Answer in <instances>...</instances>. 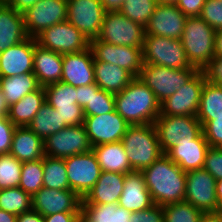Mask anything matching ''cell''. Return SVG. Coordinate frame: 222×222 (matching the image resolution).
Instances as JSON below:
<instances>
[{"label":"cell","instance_id":"obj_20","mask_svg":"<svg viewBox=\"0 0 222 222\" xmlns=\"http://www.w3.org/2000/svg\"><path fill=\"white\" fill-rule=\"evenodd\" d=\"M36 38L27 37L0 53V78L33 72Z\"/></svg>","mask_w":222,"mask_h":222},{"label":"cell","instance_id":"obj_35","mask_svg":"<svg viewBox=\"0 0 222 222\" xmlns=\"http://www.w3.org/2000/svg\"><path fill=\"white\" fill-rule=\"evenodd\" d=\"M43 187L49 189H70L64 159L43 157Z\"/></svg>","mask_w":222,"mask_h":222},{"label":"cell","instance_id":"obj_41","mask_svg":"<svg viewBox=\"0 0 222 222\" xmlns=\"http://www.w3.org/2000/svg\"><path fill=\"white\" fill-rule=\"evenodd\" d=\"M22 162L10 153L0 155V189L18 187Z\"/></svg>","mask_w":222,"mask_h":222},{"label":"cell","instance_id":"obj_19","mask_svg":"<svg viewBox=\"0 0 222 222\" xmlns=\"http://www.w3.org/2000/svg\"><path fill=\"white\" fill-rule=\"evenodd\" d=\"M186 18L176 4L158 3L145 27V35L180 39Z\"/></svg>","mask_w":222,"mask_h":222},{"label":"cell","instance_id":"obj_21","mask_svg":"<svg viewBox=\"0 0 222 222\" xmlns=\"http://www.w3.org/2000/svg\"><path fill=\"white\" fill-rule=\"evenodd\" d=\"M209 148L210 145L202 132L198 137H186L178 140L177 145L172 147L166 155L183 171L187 172L203 168Z\"/></svg>","mask_w":222,"mask_h":222},{"label":"cell","instance_id":"obj_12","mask_svg":"<svg viewBox=\"0 0 222 222\" xmlns=\"http://www.w3.org/2000/svg\"><path fill=\"white\" fill-rule=\"evenodd\" d=\"M69 187L84 198L98 181L101 168L92 150L64 158Z\"/></svg>","mask_w":222,"mask_h":222},{"label":"cell","instance_id":"obj_18","mask_svg":"<svg viewBox=\"0 0 222 222\" xmlns=\"http://www.w3.org/2000/svg\"><path fill=\"white\" fill-rule=\"evenodd\" d=\"M81 204L82 198L71 189L42 187L32 196V209L43 217L61 212H81Z\"/></svg>","mask_w":222,"mask_h":222},{"label":"cell","instance_id":"obj_29","mask_svg":"<svg viewBox=\"0 0 222 222\" xmlns=\"http://www.w3.org/2000/svg\"><path fill=\"white\" fill-rule=\"evenodd\" d=\"M94 75L97 86L114 95L122 92L134 78L127 70L102 61H94Z\"/></svg>","mask_w":222,"mask_h":222},{"label":"cell","instance_id":"obj_16","mask_svg":"<svg viewBox=\"0 0 222 222\" xmlns=\"http://www.w3.org/2000/svg\"><path fill=\"white\" fill-rule=\"evenodd\" d=\"M23 16L27 36L35 38L44 29L67 19V0H39Z\"/></svg>","mask_w":222,"mask_h":222},{"label":"cell","instance_id":"obj_51","mask_svg":"<svg viewBox=\"0 0 222 222\" xmlns=\"http://www.w3.org/2000/svg\"><path fill=\"white\" fill-rule=\"evenodd\" d=\"M43 218L44 222H81V212H61Z\"/></svg>","mask_w":222,"mask_h":222},{"label":"cell","instance_id":"obj_46","mask_svg":"<svg viewBox=\"0 0 222 222\" xmlns=\"http://www.w3.org/2000/svg\"><path fill=\"white\" fill-rule=\"evenodd\" d=\"M15 129L8 116L0 117V155L10 153Z\"/></svg>","mask_w":222,"mask_h":222},{"label":"cell","instance_id":"obj_1","mask_svg":"<svg viewBox=\"0 0 222 222\" xmlns=\"http://www.w3.org/2000/svg\"><path fill=\"white\" fill-rule=\"evenodd\" d=\"M141 172L154 204L163 207L184 201L186 172L166 154Z\"/></svg>","mask_w":222,"mask_h":222},{"label":"cell","instance_id":"obj_47","mask_svg":"<svg viewBox=\"0 0 222 222\" xmlns=\"http://www.w3.org/2000/svg\"><path fill=\"white\" fill-rule=\"evenodd\" d=\"M130 222H164L163 207L154 204L148 209L132 212Z\"/></svg>","mask_w":222,"mask_h":222},{"label":"cell","instance_id":"obj_45","mask_svg":"<svg viewBox=\"0 0 222 222\" xmlns=\"http://www.w3.org/2000/svg\"><path fill=\"white\" fill-rule=\"evenodd\" d=\"M203 168L217 181L222 179V148L210 147L208 149Z\"/></svg>","mask_w":222,"mask_h":222},{"label":"cell","instance_id":"obj_31","mask_svg":"<svg viewBox=\"0 0 222 222\" xmlns=\"http://www.w3.org/2000/svg\"><path fill=\"white\" fill-rule=\"evenodd\" d=\"M131 215L118 203L89 204L82 198L81 222H130Z\"/></svg>","mask_w":222,"mask_h":222},{"label":"cell","instance_id":"obj_48","mask_svg":"<svg viewBox=\"0 0 222 222\" xmlns=\"http://www.w3.org/2000/svg\"><path fill=\"white\" fill-rule=\"evenodd\" d=\"M202 71L206 81L222 86V57H214Z\"/></svg>","mask_w":222,"mask_h":222},{"label":"cell","instance_id":"obj_37","mask_svg":"<svg viewBox=\"0 0 222 222\" xmlns=\"http://www.w3.org/2000/svg\"><path fill=\"white\" fill-rule=\"evenodd\" d=\"M0 209L18 216L32 209V196L20 187L0 189Z\"/></svg>","mask_w":222,"mask_h":222},{"label":"cell","instance_id":"obj_4","mask_svg":"<svg viewBox=\"0 0 222 222\" xmlns=\"http://www.w3.org/2000/svg\"><path fill=\"white\" fill-rule=\"evenodd\" d=\"M180 41L190 64L199 70L214 58L215 30L202 18H186Z\"/></svg>","mask_w":222,"mask_h":222},{"label":"cell","instance_id":"obj_44","mask_svg":"<svg viewBox=\"0 0 222 222\" xmlns=\"http://www.w3.org/2000/svg\"><path fill=\"white\" fill-rule=\"evenodd\" d=\"M202 132L210 147L222 148V117L211 121H200Z\"/></svg>","mask_w":222,"mask_h":222},{"label":"cell","instance_id":"obj_26","mask_svg":"<svg viewBox=\"0 0 222 222\" xmlns=\"http://www.w3.org/2000/svg\"><path fill=\"white\" fill-rule=\"evenodd\" d=\"M124 179L125 174L101 171L98 181L83 199L89 204L118 203Z\"/></svg>","mask_w":222,"mask_h":222},{"label":"cell","instance_id":"obj_58","mask_svg":"<svg viewBox=\"0 0 222 222\" xmlns=\"http://www.w3.org/2000/svg\"><path fill=\"white\" fill-rule=\"evenodd\" d=\"M9 105L6 102V98L0 88V117H6L9 114Z\"/></svg>","mask_w":222,"mask_h":222},{"label":"cell","instance_id":"obj_23","mask_svg":"<svg viewBox=\"0 0 222 222\" xmlns=\"http://www.w3.org/2000/svg\"><path fill=\"white\" fill-rule=\"evenodd\" d=\"M118 204L130 212H138L154 205L141 171L125 174L124 187Z\"/></svg>","mask_w":222,"mask_h":222},{"label":"cell","instance_id":"obj_9","mask_svg":"<svg viewBox=\"0 0 222 222\" xmlns=\"http://www.w3.org/2000/svg\"><path fill=\"white\" fill-rule=\"evenodd\" d=\"M216 183L217 180L204 168L187 171L184 201L202 213L218 212Z\"/></svg>","mask_w":222,"mask_h":222},{"label":"cell","instance_id":"obj_28","mask_svg":"<svg viewBox=\"0 0 222 222\" xmlns=\"http://www.w3.org/2000/svg\"><path fill=\"white\" fill-rule=\"evenodd\" d=\"M101 171L127 174L133 171L122 141L92 147Z\"/></svg>","mask_w":222,"mask_h":222},{"label":"cell","instance_id":"obj_13","mask_svg":"<svg viewBox=\"0 0 222 222\" xmlns=\"http://www.w3.org/2000/svg\"><path fill=\"white\" fill-rule=\"evenodd\" d=\"M205 82V74L200 70L188 83L160 104V115L196 116Z\"/></svg>","mask_w":222,"mask_h":222},{"label":"cell","instance_id":"obj_17","mask_svg":"<svg viewBox=\"0 0 222 222\" xmlns=\"http://www.w3.org/2000/svg\"><path fill=\"white\" fill-rule=\"evenodd\" d=\"M83 126L92 147L122 141L130 126L116 110L95 116H85Z\"/></svg>","mask_w":222,"mask_h":222},{"label":"cell","instance_id":"obj_55","mask_svg":"<svg viewBox=\"0 0 222 222\" xmlns=\"http://www.w3.org/2000/svg\"><path fill=\"white\" fill-rule=\"evenodd\" d=\"M125 0H101L105 11H119Z\"/></svg>","mask_w":222,"mask_h":222},{"label":"cell","instance_id":"obj_2","mask_svg":"<svg viewBox=\"0 0 222 222\" xmlns=\"http://www.w3.org/2000/svg\"><path fill=\"white\" fill-rule=\"evenodd\" d=\"M115 110L129 125L154 124L160 103L154 92L138 77L115 95Z\"/></svg>","mask_w":222,"mask_h":222},{"label":"cell","instance_id":"obj_43","mask_svg":"<svg viewBox=\"0 0 222 222\" xmlns=\"http://www.w3.org/2000/svg\"><path fill=\"white\" fill-rule=\"evenodd\" d=\"M215 31L222 28V0H206L199 15Z\"/></svg>","mask_w":222,"mask_h":222},{"label":"cell","instance_id":"obj_40","mask_svg":"<svg viewBox=\"0 0 222 222\" xmlns=\"http://www.w3.org/2000/svg\"><path fill=\"white\" fill-rule=\"evenodd\" d=\"M115 110V95L100 89L96 83L91 84V98L83 108L84 116L102 115Z\"/></svg>","mask_w":222,"mask_h":222},{"label":"cell","instance_id":"obj_49","mask_svg":"<svg viewBox=\"0 0 222 222\" xmlns=\"http://www.w3.org/2000/svg\"><path fill=\"white\" fill-rule=\"evenodd\" d=\"M67 126L81 125L84 121V113L82 107H66L55 109Z\"/></svg>","mask_w":222,"mask_h":222},{"label":"cell","instance_id":"obj_5","mask_svg":"<svg viewBox=\"0 0 222 222\" xmlns=\"http://www.w3.org/2000/svg\"><path fill=\"white\" fill-rule=\"evenodd\" d=\"M199 71L198 68L174 69L143 63L138 78L154 92L161 104Z\"/></svg>","mask_w":222,"mask_h":222},{"label":"cell","instance_id":"obj_32","mask_svg":"<svg viewBox=\"0 0 222 222\" xmlns=\"http://www.w3.org/2000/svg\"><path fill=\"white\" fill-rule=\"evenodd\" d=\"M40 87L33 72L0 78V88L9 106Z\"/></svg>","mask_w":222,"mask_h":222},{"label":"cell","instance_id":"obj_15","mask_svg":"<svg viewBox=\"0 0 222 222\" xmlns=\"http://www.w3.org/2000/svg\"><path fill=\"white\" fill-rule=\"evenodd\" d=\"M94 61L117 65L138 77L143 66L142 48L109 44L97 39L90 41Z\"/></svg>","mask_w":222,"mask_h":222},{"label":"cell","instance_id":"obj_22","mask_svg":"<svg viewBox=\"0 0 222 222\" xmlns=\"http://www.w3.org/2000/svg\"><path fill=\"white\" fill-rule=\"evenodd\" d=\"M61 82L74 87L95 83L94 58L90 47L81 52L63 54Z\"/></svg>","mask_w":222,"mask_h":222},{"label":"cell","instance_id":"obj_25","mask_svg":"<svg viewBox=\"0 0 222 222\" xmlns=\"http://www.w3.org/2000/svg\"><path fill=\"white\" fill-rule=\"evenodd\" d=\"M23 13L7 3H0V53L27 38Z\"/></svg>","mask_w":222,"mask_h":222},{"label":"cell","instance_id":"obj_42","mask_svg":"<svg viewBox=\"0 0 222 222\" xmlns=\"http://www.w3.org/2000/svg\"><path fill=\"white\" fill-rule=\"evenodd\" d=\"M163 213L164 222H199L203 214L185 201L163 206Z\"/></svg>","mask_w":222,"mask_h":222},{"label":"cell","instance_id":"obj_33","mask_svg":"<svg viewBox=\"0 0 222 222\" xmlns=\"http://www.w3.org/2000/svg\"><path fill=\"white\" fill-rule=\"evenodd\" d=\"M28 127L43 141L67 127L59 113L47 102L40 107Z\"/></svg>","mask_w":222,"mask_h":222},{"label":"cell","instance_id":"obj_14","mask_svg":"<svg viewBox=\"0 0 222 222\" xmlns=\"http://www.w3.org/2000/svg\"><path fill=\"white\" fill-rule=\"evenodd\" d=\"M105 14L101 0H67V21L89 41L100 33Z\"/></svg>","mask_w":222,"mask_h":222},{"label":"cell","instance_id":"obj_3","mask_svg":"<svg viewBox=\"0 0 222 222\" xmlns=\"http://www.w3.org/2000/svg\"><path fill=\"white\" fill-rule=\"evenodd\" d=\"M122 142L133 171H142L163 155L154 124L130 125Z\"/></svg>","mask_w":222,"mask_h":222},{"label":"cell","instance_id":"obj_27","mask_svg":"<svg viewBox=\"0 0 222 222\" xmlns=\"http://www.w3.org/2000/svg\"><path fill=\"white\" fill-rule=\"evenodd\" d=\"M10 154L22 163L42 159L45 156L44 141L28 126H16Z\"/></svg>","mask_w":222,"mask_h":222},{"label":"cell","instance_id":"obj_39","mask_svg":"<svg viewBox=\"0 0 222 222\" xmlns=\"http://www.w3.org/2000/svg\"><path fill=\"white\" fill-rule=\"evenodd\" d=\"M157 4V0H125L119 12L145 28Z\"/></svg>","mask_w":222,"mask_h":222},{"label":"cell","instance_id":"obj_62","mask_svg":"<svg viewBox=\"0 0 222 222\" xmlns=\"http://www.w3.org/2000/svg\"><path fill=\"white\" fill-rule=\"evenodd\" d=\"M10 0H0V3H8Z\"/></svg>","mask_w":222,"mask_h":222},{"label":"cell","instance_id":"obj_50","mask_svg":"<svg viewBox=\"0 0 222 222\" xmlns=\"http://www.w3.org/2000/svg\"><path fill=\"white\" fill-rule=\"evenodd\" d=\"M206 0H178L179 10L187 17H199Z\"/></svg>","mask_w":222,"mask_h":222},{"label":"cell","instance_id":"obj_7","mask_svg":"<svg viewBox=\"0 0 222 222\" xmlns=\"http://www.w3.org/2000/svg\"><path fill=\"white\" fill-rule=\"evenodd\" d=\"M145 28L119 11H105L97 40L120 46L142 48Z\"/></svg>","mask_w":222,"mask_h":222},{"label":"cell","instance_id":"obj_30","mask_svg":"<svg viewBox=\"0 0 222 222\" xmlns=\"http://www.w3.org/2000/svg\"><path fill=\"white\" fill-rule=\"evenodd\" d=\"M46 103L44 87L40 86L37 90L28 93L17 103L9 107V120L15 126H28L40 107Z\"/></svg>","mask_w":222,"mask_h":222},{"label":"cell","instance_id":"obj_34","mask_svg":"<svg viewBox=\"0 0 222 222\" xmlns=\"http://www.w3.org/2000/svg\"><path fill=\"white\" fill-rule=\"evenodd\" d=\"M196 117L199 121L222 117V86L208 81L204 83Z\"/></svg>","mask_w":222,"mask_h":222},{"label":"cell","instance_id":"obj_61","mask_svg":"<svg viewBox=\"0 0 222 222\" xmlns=\"http://www.w3.org/2000/svg\"><path fill=\"white\" fill-rule=\"evenodd\" d=\"M158 3L176 4L178 0H157Z\"/></svg>","mask_w":222,"mask_h":222},{"label":"cell","instance_id":"obj_52","mask_svg":"<svg viewBox=\"0 0 222 222\" xmlns=\"http://www.w3.org/2000/svg\"><path fill=\"white\" fill-rule=\"evenodd\" d=\"M77 91V104L84 108L90 102L91 98V84L86 86L76 87Z\"/></svg>","mask_w":222,"mask_h":222},{"label":"cell","instance_id":"obj_8","mask_svg":"<svg viewBox=\"0 0 222 222\" xmlns=\"http://www.w3.org/2000/svg\"><path fill=\"white\" fill-rule=\"evenodd\" d=\"M37 44L56 53H76L90 47V41L67 20L44 29L36 37Z\"/></svg>","mask_w":222,"mask_h":222},{"label":"cell","instance_id":"obj_60","mask_svg":"<svg viewBox=\"0 0 222 222\" xmlns=\"http://www.w3.org/2000/svg\"><path fill=\"white\" fill-rule=\"evenodd\" d=\"M216 196H217V202L219 206L222 205V179L218 180L216 183Z\"/></svg>","mask_w":222,"mask_h":222},{"label":"cell","instance_id":"obj_38","mask_svg":"<svg viewBox=\"0 0 222 222\" xmlns=\"http://www.w3.org/2000/svg\"><path fill=\"white\" fill-rule=\"evenodd\" d=\"M43 178V158L36 161L23 162L18 187L33 196L43 187Z\"/></svg>","mask_w":222,"mask_h":222},{"label":"cell","instance_id":"obj_59","mask_svg":"<svg viewBox=\"0 0 222 222\" xmlns=\"http://www.w3.org/2000/svg\"><path fill=\"white\" fill-rule=\"evenodd\" d=\"M0 222H17V216L0 209Z\"/></svg>","mask_w":222,"mask_h":222},{"label":"cell","instance_id":"obj_57","mask_svg":"<svg viewBox=\"0 0 222 222\" xmlns=\"http://www.w3.org/2000/svg\"><path fill=\"white\" fill-rule=\"evenodd\" d=\"M199 222H222V214L219 212L203 213Z\"/></svg>","mask_w":222,"mask_h":222},{"label":"cell","instance_id":"obj_54","mask_svg":"<svg viewBox=\"0 0 222 222\" xmlns=\"http://www.w3.org/2000/svg\"><path fill=\"white\" fill-rule=\"evenodd\" d=\"M38 1L39 0H10L7 4L13 7L16 11L23 13Z\"/></svg>","mask_w":222,"mask_h":222},{"label":"cell","instance_id":"obj_10","mask_svg":"<svg viewBox=\"0 0 222 222\" xmlns=\"http://www.w3.org/2000/svg\"><path fill=\"white\" fill-rule=\"evenodd\" d=\"M92 150V145L83 124L67 126L44 140V154L51 158L64 159Z\"/></svg>","mask_w":222,"mask_h":222},{"label":"cell","instance_id":"obj_11","mask_svg":"<svg viewBox=\"0 0 222 222\" xmlns=\"http://www.w3.org/2000/svg\"><path fill=\"white\" fill-rule=\"evenodd\" d=\"M154 125L163 154L177 145L178 140L202 133V124L196 116L159 115Z\"/></svg>","mask_w":222,"mask_h":222},{"label":"cell","instance_id":"obj_36","mask_svg":"<svg viewBox=\"0 0 222 222\" xmlns=\"http://www.w3.org/2000/svg\"><path fill=\"white\" fill-rule=\"evenodd\" d=\"M46 102L54 109L66 107H81L77 104L76 87L56 82L44 87Z\"/></svg>","mask_w":222,"mask_h":222},{"label":"cell","instance_id":"obj_53","mask_svg":"<svg viewBox=\"0 0 222 222\" xmlns=\"http://www.w3.org/2000/svg\"><path fill=\"white\" fill-rule=\"evenodd\" d=\"M17 222H44V218L34 209L23 212L17 216Z\"/></svg>","mask_w":222,"mask_h":222},{"label":"cell","instance_id":"obj_24","mask_svg":"<svg viewBox=\"0 0 222 222\" xmlns=\"http://www.w3.org/2000/svg\"><path fill=\"white\" fill-rule=\"evenodd\" d=\"M63 71V54L35 44L33 57V73L40 86L60 82Z\"/></svg>","mask_w":222,"mask_h":222},{"label":"cell","instance_id":"obj_63","mask_svg":"<svg viewBox=\"0 0 222 222\" xmlns=\"http://www.w3.org/2000/svg\"><path fill=\"white\" fill-rule=\"evenodd\" d=\"M218 212L222 214V205L220 206V208H219V211H218Z\"/></svg>","mask_w":222,"mask_h":222},{"label":"cell","instance_id":"obj_6","mask_svg":"<svg viewBox=\"0 0 222 222\" xmlns=\"http://www.w3.org/2000/svg\"><path fill=\"white\" fill-rule=\"evenodd\" d=\"M143 63L174 69L197 68L190 64L180 39L144 35Z\"/></svg>","mask_w":222,"mask_h":222},{"label":"cell","instance_id":"obj_56","mask_svg":"<svg viewBox=\"0 0 222 222\" xmlns=\"http://www.w3.org/2000/svg\"><path fill=\"white\" fill-rule=\"evenodd\" d=\"M214 57H222V28L215 31Z\"/></svg>","mask_w":222,"mask_h":222}]
</instances>
